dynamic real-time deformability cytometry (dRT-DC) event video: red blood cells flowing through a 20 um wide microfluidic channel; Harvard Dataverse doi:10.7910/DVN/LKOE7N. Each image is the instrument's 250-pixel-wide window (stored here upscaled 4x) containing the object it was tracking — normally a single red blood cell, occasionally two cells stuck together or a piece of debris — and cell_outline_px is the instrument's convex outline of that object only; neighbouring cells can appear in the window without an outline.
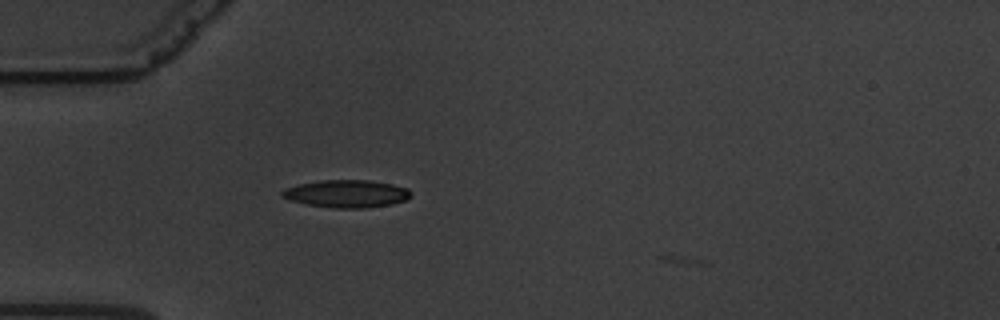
{"species": "common noctule bat (a hibernating species)", "species_latin": "Nyctalus noctula", "temperature_condition": "warm", "stored_images_in_passage": 3, "camera_frame_rate_fps": 3000, "um_per_image_px": 0.085, "animal": {"sex": "male", "body_mass_g": 19.5, "forearm_length_mm": 54.6}, "frame": {"image": 1, "passage_image": 2, "time_ms": 0.333, "image_size_px": [1000, 320], "cell_outline_px": [[412, 192], [404, 200], [392, 204], [364, 208], [336, 208], [308, 204], [288, 200], [280, 196], [280, 192], [284, 188], [300, 184], [324, 180], [368, 180], [392, 184], [408, 188]], "centroid_in_image_um": [29.43, 16.46], "position_along_channel_um": 55.6, "area_um2": 20.58}}